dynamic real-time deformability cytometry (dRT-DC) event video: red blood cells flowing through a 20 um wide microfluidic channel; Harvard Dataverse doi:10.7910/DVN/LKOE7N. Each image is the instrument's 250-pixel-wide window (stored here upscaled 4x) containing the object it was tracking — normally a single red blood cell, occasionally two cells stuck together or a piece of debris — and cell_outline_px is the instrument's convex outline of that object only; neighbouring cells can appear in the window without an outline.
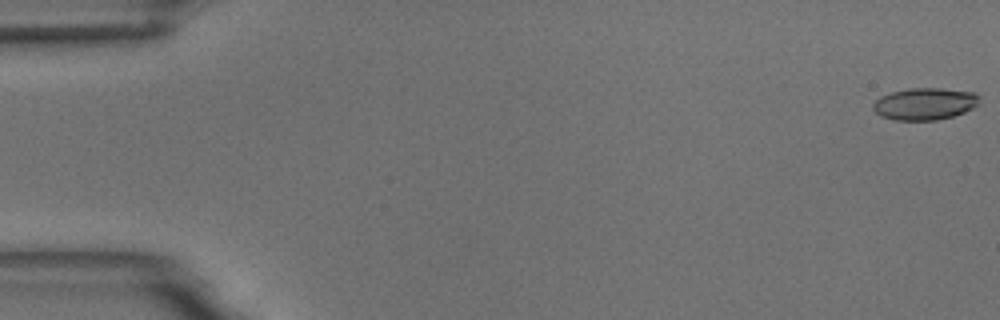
{"species": "common noctule bat (a hibernating species)", "species_latin": "Nyctalus noctula", "temperature_condition": "room temperature", "stored_images_in_passage": 55, "camera_frame_rate_fps": 3000, "um_per_image_px": 0.085, "animal": {"sex": "male", "body_mass_g": 18.8}, "frame": {"image": 1, "passage_image": 1, "time_ms": 0.0, "image_size_px": [1000, 320], "cell_outline_px": [[980, 96], [976, 104], [972, 108], [964, 112], [952, 116], [936, 120], [896, 120], [880, 116], [872, 108], [872, 104], [880, 96], [892, 92], [912, 88], [940, 88], [976, 92]], "centroid_in_image_um": [78.59, 8.82], "position_along_channel_um": 6.4, "area_um2": 19.77}}
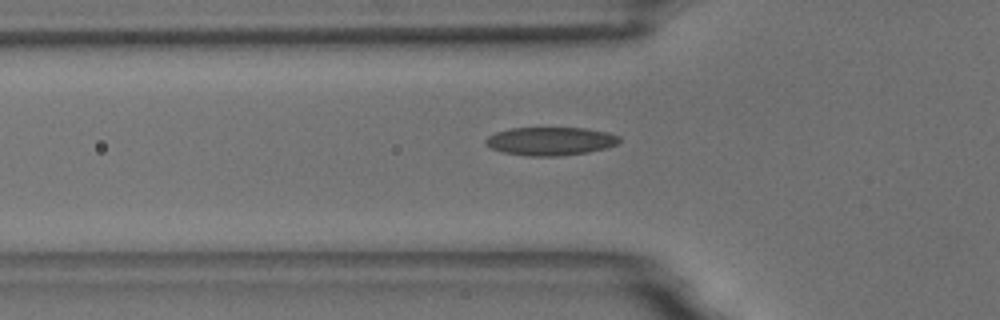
{"frame": {"image": 2, "passage_image": 19, "time_ms": 6.0, "image_size_px": [1000, 320], "cell_outline_px": [[620, 140], [616, 144], [604, 148], [588, 152], [560, 156], [528, 156], [504, 152], [492, 148], [484, 144], [484, 140], [488, 136], [496, 132], [512, 128], [584, 128], [608, 132], [620, 136]], "centroid_in_image_um": [46.78, 12.0], "position_along_channel_um": 79.0, "area_um2": 21.96}}
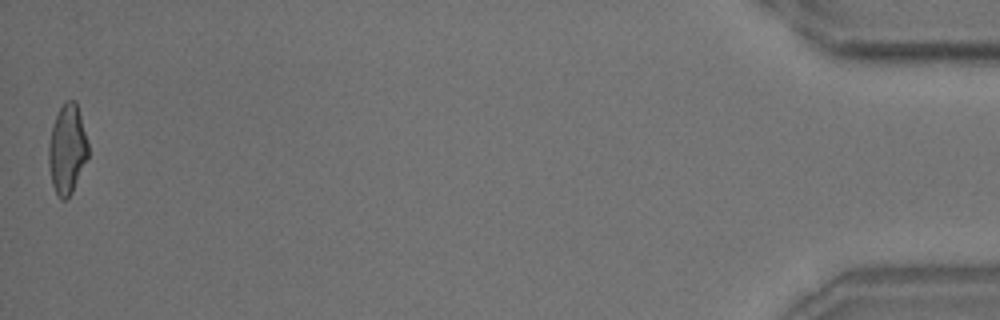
{"frame": {"image": 3, "passage_image": 55, "time_ms": 18.0, "image_size_px": [1000, 320], "cell_outline_px": [[88, 156], [72, 192], [64, 200], [60, 200], [52, 184], [48, 164], [48, 144], [52, 124], [64, 100], [76, 100], [88, 144]], "centroid_in_image_um": [5.69, 12.66], "position_along_channel_um": 429.5, "area_um2": 20.52}, "authors_computed_cell_mechanics": {"area_um2": 20.6924, "velocity_mm_per_s": 3.696, "shape_relaxation_time_tau1_ms": null, "shape_relaxation_time_tau2_ms": 2.2152, "deformation_change_tau1": null, "deformation_change_tau2": 0.0911}}